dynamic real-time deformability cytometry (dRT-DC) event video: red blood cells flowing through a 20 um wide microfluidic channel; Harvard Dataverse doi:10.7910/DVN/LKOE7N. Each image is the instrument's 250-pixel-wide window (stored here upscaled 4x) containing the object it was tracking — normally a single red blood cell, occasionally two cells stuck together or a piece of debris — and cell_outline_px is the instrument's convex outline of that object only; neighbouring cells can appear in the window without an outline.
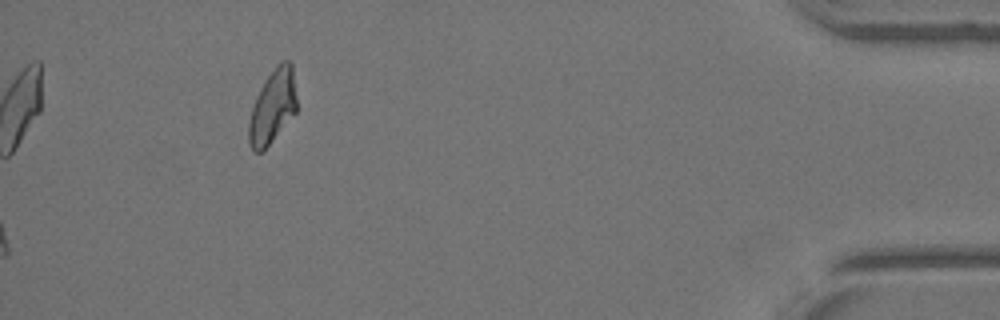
{"species": "Egyptian fruit bat (a non-hibernating species)", "species_latin": "Rousettus aegyptiacus", "temperature_condition": "warm", "stored_images_in_passage": 34, "camera_frame_rate_fps": 3000, "um_per_image_px": 0.085, "animal": {"sex": "female"}, "frame": {"image": 1, "passage_image": 34, "time_ms": 11.0, "image_size_px": [1000, 320], "cell_outline_px": [[296, 112], [268, 144], [260, 152], [252, 152], [248, 140], [248, 124], [252, 108], [256, 96], [260, 88], [276, 64], [284, 60], [288, 60], [292, 64], [296, 96]], "centroid_in_image_um": [23.16, 9.04], "position_along_channel_um": 412.0, "area_um2": 20.29}}